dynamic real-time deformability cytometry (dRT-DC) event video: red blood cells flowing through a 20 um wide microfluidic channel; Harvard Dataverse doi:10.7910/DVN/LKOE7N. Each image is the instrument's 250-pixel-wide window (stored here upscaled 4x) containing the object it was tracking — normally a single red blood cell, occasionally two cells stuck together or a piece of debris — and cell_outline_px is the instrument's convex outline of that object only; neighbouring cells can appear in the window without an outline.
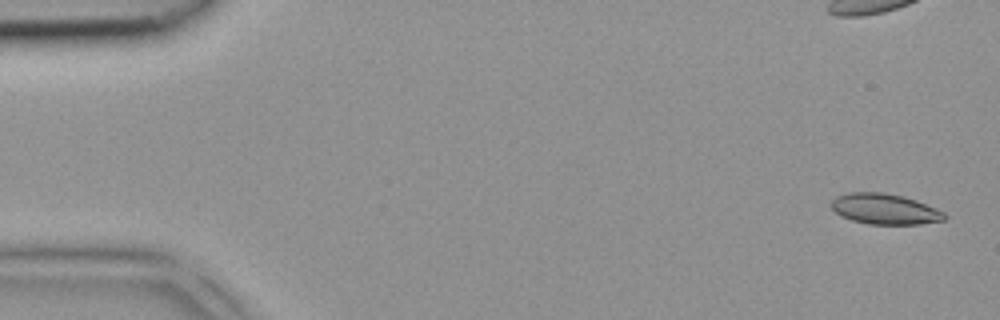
{"species": "common noctule bat (a hibernating species)", "species_latin": "Nyctalus noctula", "temperature_condition": "room temperature", "stored_images_in_passage": 5, "camera_frame_rate_fps": 3000, "um_per_image_px": 0.085, "animal": {"sex": "female", "body_mass_g": 18.4}, "frame": {"image": 1, "passage_image": 1, "time_ms": 0.0, "image_size_px": [1000, 320], "cell_outline_px": [[948, 216], [944, 220], [920, 224], [868, 224], [852, 220], [840, 216], [832, 208], [832, 200], [836, 196], [848, 192], [884, 192], [904, 196], [916, 200], [936, 208], [944, 212]], "centroid_in_image_um": [75.22, 17.76], "position_along_channel_um": 9.8, "area_um2": 20.29}}